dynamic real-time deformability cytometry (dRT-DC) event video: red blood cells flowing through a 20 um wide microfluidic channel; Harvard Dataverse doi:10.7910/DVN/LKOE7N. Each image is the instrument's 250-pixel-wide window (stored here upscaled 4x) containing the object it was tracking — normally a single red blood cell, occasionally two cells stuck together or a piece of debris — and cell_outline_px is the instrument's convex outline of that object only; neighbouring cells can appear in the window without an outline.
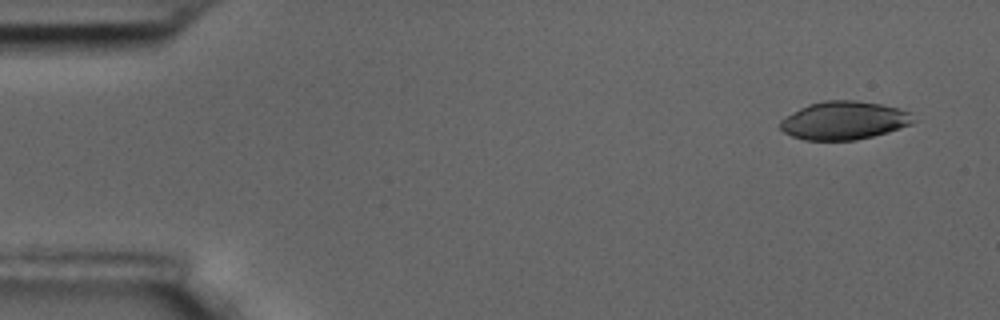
{"species": "common noctule bat (a hibernating species)", "species_latin": "Nyctalus noctula", "temperature_condition": "room temperature", "stored_images_in_passage": 6, "camera_frame_rate_fps": 3000, "um_per_image_px": 0.085, "animal": {"sex": "male", "body_mass_g": 17.5, "forearm_length_mm": 52.3}, "frame": {"image": 1, "passage_image": 1, "time_ms": 0.0, "image_size_px": [1000, 320], "cell_outline_px": [[916, 120], [912, 124], [888, 132], [856, 140], [804, 140], [792, 136], [784, 132], [780, 128], [780, 120], [784, 116], [808, 104], [824, 100], [856, 100], [880, 104], [900, 108], [912, 112]], "centroid_in_image_um": [71.76, 10.23], "position_along_channel_um": 13.2, "area_um2": 29.94}}